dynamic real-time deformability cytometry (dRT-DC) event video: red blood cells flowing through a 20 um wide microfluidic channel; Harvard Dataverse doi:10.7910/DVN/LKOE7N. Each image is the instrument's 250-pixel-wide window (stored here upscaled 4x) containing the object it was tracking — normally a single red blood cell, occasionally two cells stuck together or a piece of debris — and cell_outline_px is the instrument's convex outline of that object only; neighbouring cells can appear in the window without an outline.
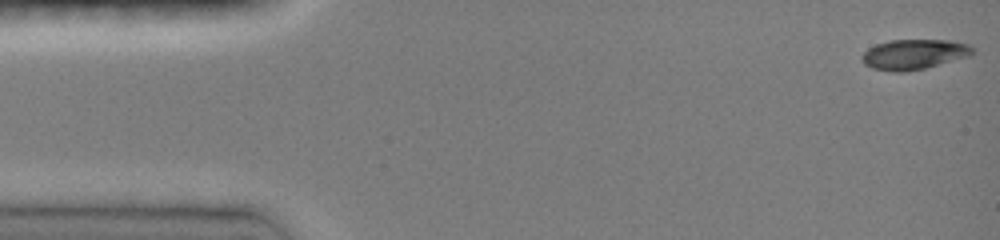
{"species": "common noctule bat (a hibernating species)", "species_latin": "Nyctalus noctula", "temperature_condition": "room temperature", "stored_images_in_passage": 46, "camera_frame_rate_fps": 3000, "um_per_image_px": 0.085, "animal": {"sex": "female", "body_mass_g": 19.0, "forearm_length_mm": 51.5}, "frame": {"image": 1, "passage_image": 1, "time_ms": 0.0, "image_size_px": [1000, 240], "cell_outline_px": [[976, 48], [968, 56], [924, 68], [904, 72], [892, 72], [872, 68], [864, 64], [860, 60], [860, 56], [868, 48], [876, 44], [888, 40], [948, 40], [968, 44]], "centroid_in_image_um": [77.63, 4.61], "position_along_channel_um": 7.4, "area_um2": 19.42}}
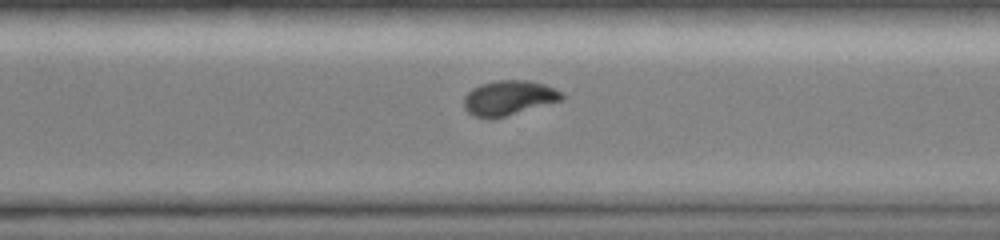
{"frame": {"image": 2, "passage_image": 33, "time_ms": 10.667, "image_size_px": [1000, 240], "cell_outline_px": [[564, 96], [560, 100], [504, 116], [472, 116], [464, 108], [464, 96], [472, 88], [480, 84], [496, 80], [528, 80], [544, 84], [560, 92]], "centroid_in_image_um": [43.19, 8.28], "position_along_channel_um": 327.4, "area_um2": 19.19}}
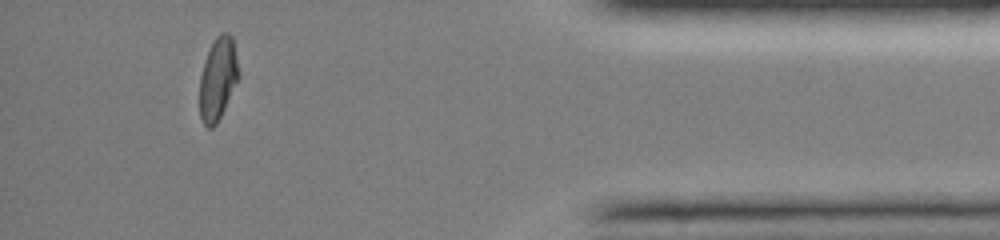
{"frame": {"image": 3, "passage_image": 42, "time_ms": 13.667, "image_size_px": [1000, 240], "cell_outline_px": [[240, 76], [216, 124], [212, 128], [208, 128], [204, 124], [200, 116], [200, 76], [204, 60], [216, 36], [220, 32], [228, 32], [232, 36]], "centroid_in_image_um": [18.52, 6.67], "position_along_channel_um": 416.7, "area_um2": 18.61}, "authors_computed_cell_mechanics": {"area_um2": 19.7676, "velocity_mm_per_s": 4.1338, "shape_relaxation_time_tau1_ms": 5.6378, "shape_relaxation_time_tau2_ms": 2.1504, "deformation_change_tau1": 0.2186, "deformation_change_tau2": 0.0381}}